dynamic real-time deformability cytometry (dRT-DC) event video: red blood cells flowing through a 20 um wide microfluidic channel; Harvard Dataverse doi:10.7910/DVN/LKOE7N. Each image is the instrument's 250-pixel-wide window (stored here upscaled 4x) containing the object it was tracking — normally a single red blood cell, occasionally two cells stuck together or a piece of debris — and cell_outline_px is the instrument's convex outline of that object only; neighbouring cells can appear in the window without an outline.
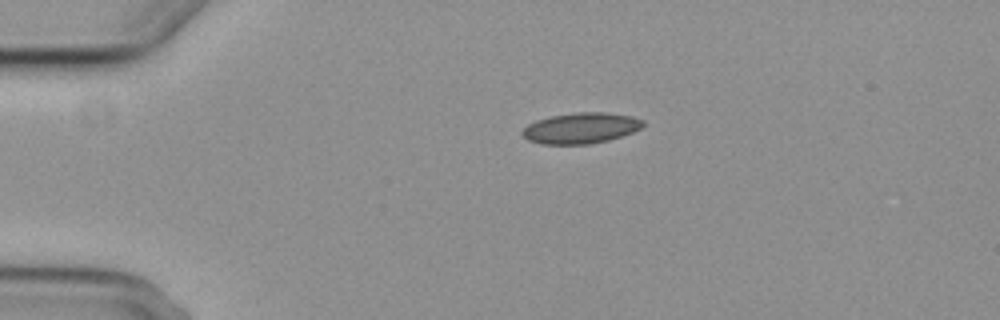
{"species": "common noctule bat (a hibernating species)", "species_latin": "Nyctalus noctula", "temperature_condition": "cold", "stored_images_in_passage": 3, "camera_frame_rate_fps": 3000, "um_per_image_px": 0.085, "animal": {"sex": "female", "body_mass_g": 29.2, "forearm_length_mm": 56.3}, "frame": {"image": 1, "passage_image": 1, "time_ms": 0.0, "image_size_px": [1000, 320], "cell_outline_px": [[644, 124], [640, 128], [632, 132], [608, 140], [588, 144], [540, 144], [528, 140], [520, 132], [528, 124], [536, 120], [552, 116], [576, 112], [604, 112], [632, 116], [644, 120]], "centroid_in_image_um": [49.36, 10.88], "position_along_channel_um": 35.6, "area_um2": 21.56}}
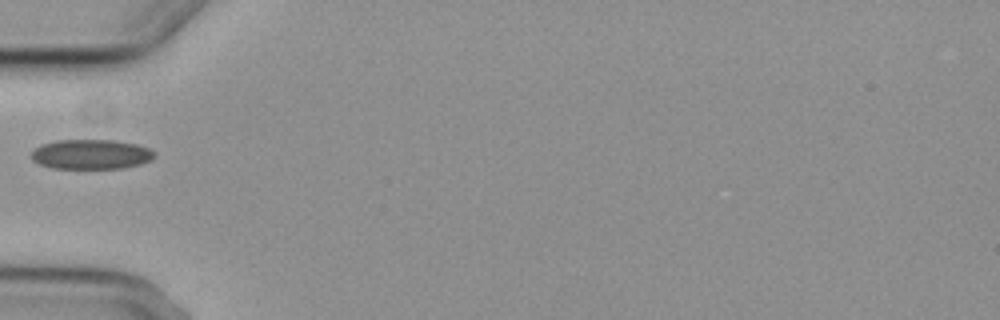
{"frame": {"image": 2, "passage_image": 3, "time_ms": 2.333, "image_size_px": [1000, 320], "cell_outline_px": [[156, 156], [152, 160], [140, 164], [120, 168], [52, 168], [40, 164], [32, 160], [32, 152], [40, 144], [56, 140], [116, 140], [136, 144], [148, 148], [156, 152]], "centroid_in_image_um": [7.76, 13.11], "position_along_channel_um": 77.2, "area_um2": 21.39}}